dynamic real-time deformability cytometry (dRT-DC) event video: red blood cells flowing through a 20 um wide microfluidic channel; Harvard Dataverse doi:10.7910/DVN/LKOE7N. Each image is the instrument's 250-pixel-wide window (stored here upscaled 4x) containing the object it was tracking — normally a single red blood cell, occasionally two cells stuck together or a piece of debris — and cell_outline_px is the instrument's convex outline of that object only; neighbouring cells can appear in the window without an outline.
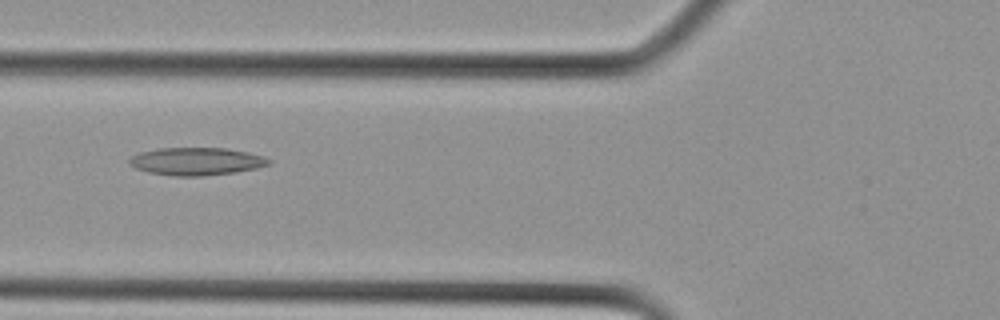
{"species": "Egyptian fruit bat (a non-hibernating species)", "species_latin": "Rousettus aegyptiacus", "temperature_condition": "cold", "stored_images_in_passage": 12, "camera_frame_rate_fps": 3000, "um_per_image_px": 0.085, "animal": {"sex": "female"}, "frame": {"image": 1, "passage_image": 9, "time_ms": 2.667, "image_size_px": [1000, 320], "cell_outline_px": [[272, 164], [256, 168], [236, 172], [200, 176], [176, 176], [148, 172], [136, 168], [128, 164], [128, 160], [132, 156], [140, 152], [160, 148], [228, 148], [248, 152], [264, 156], [272, 160]], "centroid_in_image_um": [16.72, 13.71], "position_along_channel_um": 109.1, "area_um2": 22.6}}
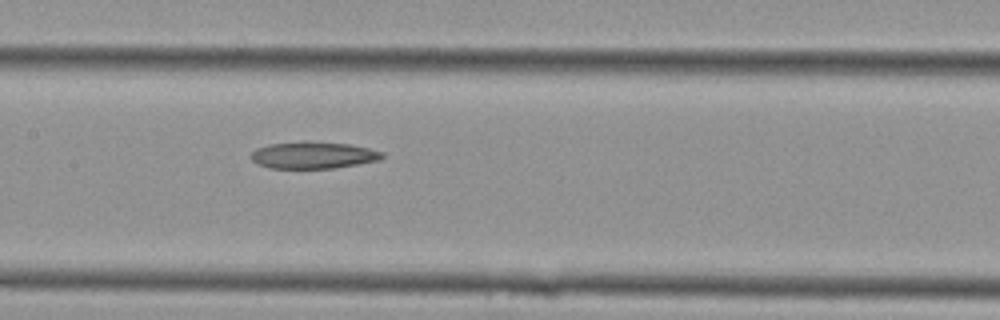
{"frame": {"image": 2, "passage_image": 12, "time_ms": 3.667, "image_size_px": [1000, 320], "cell_outline_px": [[384, 156], [380, 160], [336, 168], [268, 168], [256, 164], [248, 156], [256, 148], [268, 144], [304, 140], [352, 144], [384, 152]], "centroid_in_image_um": [26.6, 13.17], "position_along_channel_um": 180.8, "area_um2": 21.04}}